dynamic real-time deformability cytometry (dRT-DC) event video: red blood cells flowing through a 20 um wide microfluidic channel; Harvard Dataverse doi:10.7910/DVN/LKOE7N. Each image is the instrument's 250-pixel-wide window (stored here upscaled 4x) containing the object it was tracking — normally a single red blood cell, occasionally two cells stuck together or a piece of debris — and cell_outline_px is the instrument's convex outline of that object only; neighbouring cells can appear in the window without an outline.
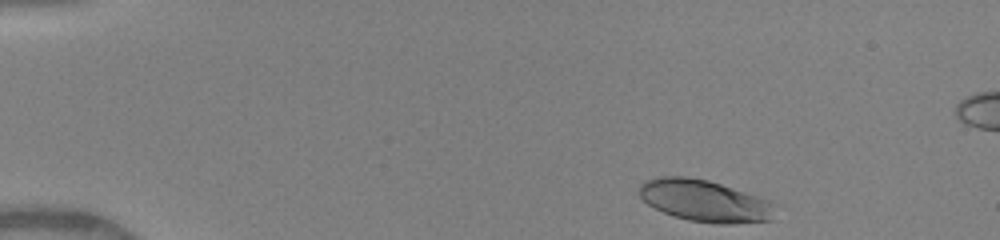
{"species": "human", "species_latin": "Homo sapiens", "temperature_condition": "warm", "stored_images_in_passage": 37, "camera_frame_rate_fps": 3000, "um_per_image_px": 0.085, "donor": {"sex": "female"}, "frame": {"image": 1, "passage_image": 1, "time_ms": 0.0, "image_size_px": [1000, 240], "cell_outline_px": [[776, 204], [772, 220], [732, 224], [716, 224], [688, 220], [664, 212], [648, 204], [640, 196], [640, 184], [644, 180], [660, 176], [688, 176], [708, 180], [768, 200]], "centroid_in_image_um": [59.9, 17.07], "position_along_channel_um": 25.1, "area_um2": 32.95}}
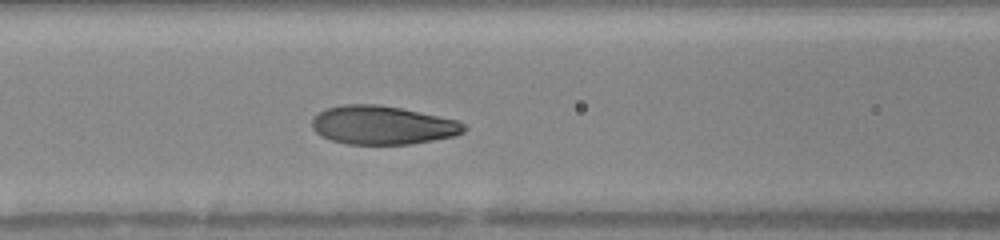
{"frame": {"image": 2, "passage_image": 16, "time_ms": 5.0, "image_size_px": [1000, 240], "cell_outline_px": [[468, 128], [464, 132], [456, 136], [412, 144], [348, 144], [332, 140], [320, 136], [312, 128], [312, 120], [324, 108], [344, 104], [376, 104], [400, 108], [460, 120]], "centroid_in_image_um": [32.55, 10.64], "position_along_channel_um": 134.1, "area_um2": 34.39}}
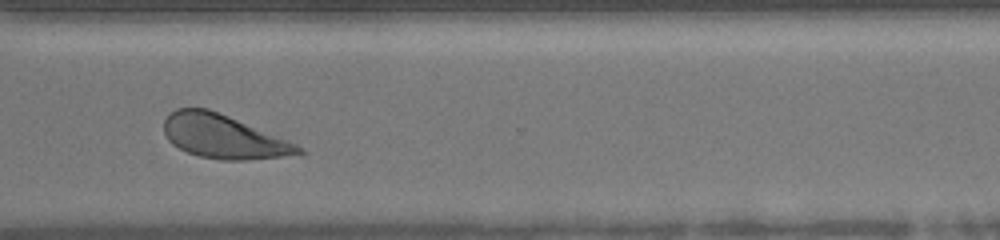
{"frame": {"image": 3, "passage_image": 32, "time_ms": 10.333, "image_size_px": [1000, 240], "cell_outline_px": [[304, 156], [244, 160], [220, 160], [200, 156], [188, 152], [172, 144], [168, 140], [164, 132], [164, 120], [176, 108], [208, 108], [228, 116], [296, 144], [304, 148]], "centroid_in_image_um": [19.04, 11.64], "position_along_channel_um": 351.6, "area_um2": 34.22}, "authors_computed_cell_mechanics": {"area_um2": 34.2176, "velocity_mm_per_s": 4.0831, "shape_relaxation_time_tau1_ms": 2.2355, "shape_relaxation_time_tau2_ms": null, "deformation_change_tau1": 0.1549, "deformation_change_tau2": null}}